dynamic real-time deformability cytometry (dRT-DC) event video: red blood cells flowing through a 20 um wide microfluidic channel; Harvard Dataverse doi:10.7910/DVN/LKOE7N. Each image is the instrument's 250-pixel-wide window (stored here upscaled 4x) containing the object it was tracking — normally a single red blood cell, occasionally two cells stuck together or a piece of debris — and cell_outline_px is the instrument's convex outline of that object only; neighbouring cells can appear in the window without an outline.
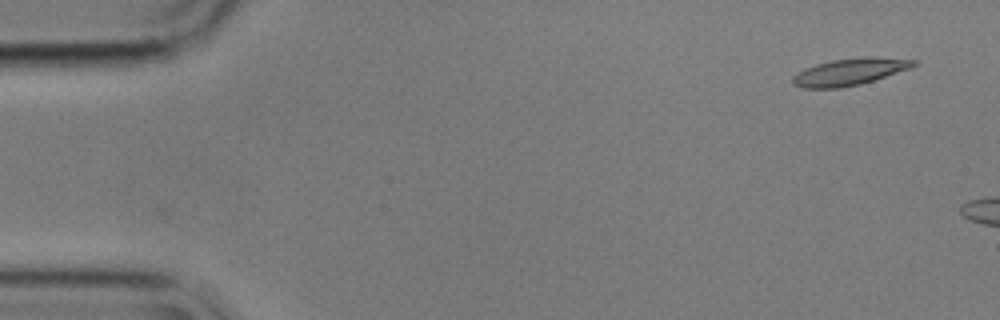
{"species": "common noctule bat (a hibernating species)", "species_latin": "Nyctalus noctula", "temperature_condition": "cold", "stored_images_in_passage": 6, "camera_frame_rate_fps": 3000, "um_per_image_px": 0.085, "animal": {"sex": "male", "body_mass_g": 17.9}, "frame": {"image": 1, "passage_image": 1, "time_ms": 0.0, "image_size_px": [1000, 320], "cell_outline_px": [[916, 64], [912, 68], [860, 84], [840, 88], [804, 88], [792, 84], [792, 76], [804, 68], [816, 64], [832, 60], [864, 56], [872, 56], [916, 60]], "centroid_in_image_um": [72.21, 6.09], "position_along_channel_um": 12.8, "area_um2": 19.02}}